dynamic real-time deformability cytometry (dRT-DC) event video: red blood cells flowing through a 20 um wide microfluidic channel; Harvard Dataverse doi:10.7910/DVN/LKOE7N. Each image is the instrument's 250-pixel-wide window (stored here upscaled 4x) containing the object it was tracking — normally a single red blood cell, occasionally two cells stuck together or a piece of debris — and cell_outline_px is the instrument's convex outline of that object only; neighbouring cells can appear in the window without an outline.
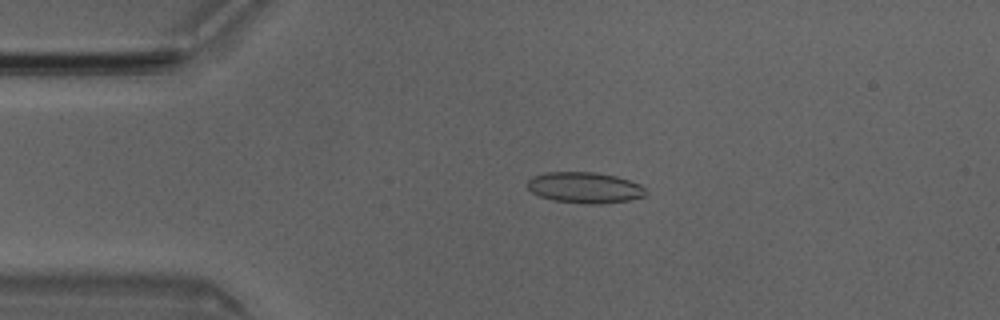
{"species": "Egyptian fruit bat (a non-hibernating species)", "species_latin": "Rousettus aegyptiacus", "temperature_condition": "room temperature", "stored_images_in_passage": 42, "camera_frame_rate_fps": 3000, "um_per_image_px": 0.085, "animal": {"sex": "male"}, "frame": {"image": 1, "passage_image": 9, "time_ms": 2.667, "image_size_px": [1000, 320], "cell_outline_px": [[648, 192], [644, 196], [628, 200], [600, 204], [584, 204], [556, 200], [540, 196], [532, 192], [524, 184], [532, 176], [548, 172], [596, 172], [616, 176], [640, 184]], "centroid_in_image_um": [49.69, 15.94], "position_along_channel_um": 35.3, "area_um2": 21.39}}
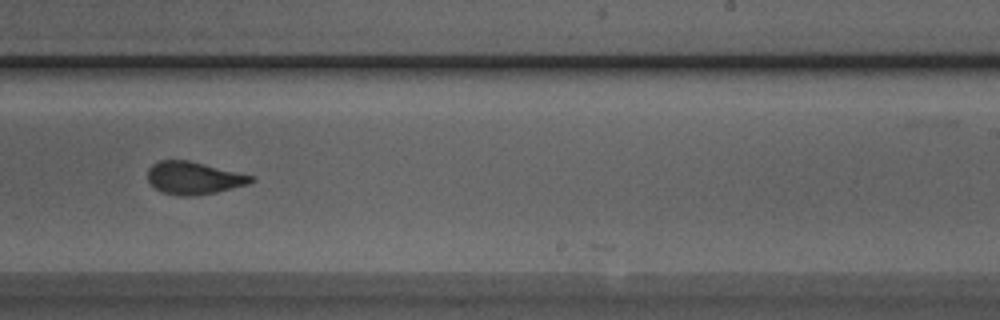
{"frame": {"image": 2, "passage_image": 29, "time_ms": 9.333, "image_size_px": [1000, 320], "cell_outline_px": [[256, 180], [248, 184], [216, 192], [192, 196], [180, 196], [164, 192], [156, 188], [148, 180], [148, 168], [152, 164], [160, 160], [188, 160], [256, 176]], "centroid_in_image_um": [16.5, 15.12], "position_along_channel_um": 272.5, "area_um2": 19.59}}
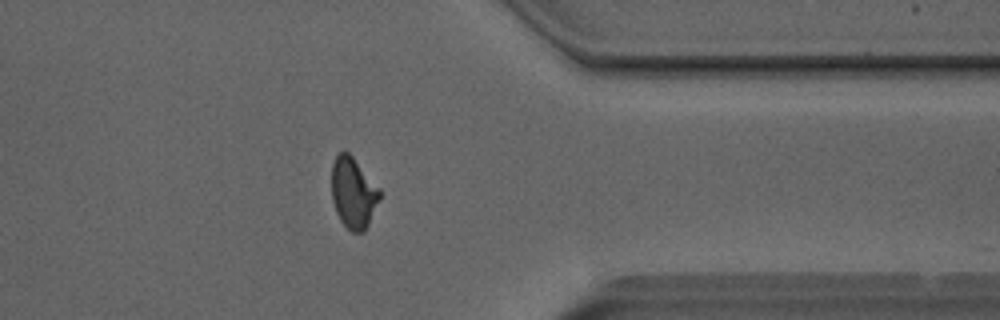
{"frame": {"image": 3, "passage_image": 38, "time_ms": 12.333, "image_size_px": [1000, 320], "cell_outline_px": [[380, 200], [364, 232], [352, 232], [340, 220], [336, 212], [332, 200], [332, 164], [336, 156], [340, 152], [348, 152], [352, 156], [380, 188]], "centroid_in_image_um": [30.04, 16.4], "position_along_channel_um": 381.4, "area_um2": 19.77}, "authors_computed_cell_mechanics": {"area_um2": 20.4901, "velocity_mm_per_s": 4.0629, "shape_relaxation_time_tau1_ms": 4.4134, "shape_relaxation_time_tau2_ms": 1.1291, "deformation_change_tau1": 0.1461, "deformation_change_tau2": 0.0534}}